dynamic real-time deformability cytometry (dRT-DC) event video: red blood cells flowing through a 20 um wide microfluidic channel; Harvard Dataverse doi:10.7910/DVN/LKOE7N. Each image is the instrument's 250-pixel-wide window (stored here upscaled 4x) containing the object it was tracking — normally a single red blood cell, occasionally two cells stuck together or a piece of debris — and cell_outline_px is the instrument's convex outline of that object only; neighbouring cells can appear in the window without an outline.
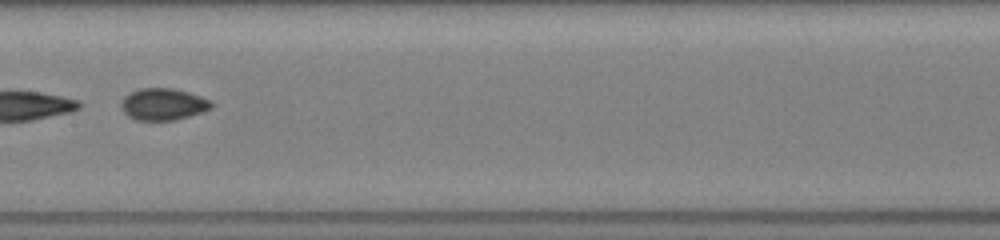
{"species": "common noctule bat (a hibernating species)", "species_latin": "Nyctalus noctula", "temperature_condition": "room temperature", "stored_images_in_passage": 49, "segment_of_instrument_passage": [2, 2], "camera_frame_rate_fps": 3000, "um_per_image_px": 0.085, "animal": {"sex": "female", "body_mass_g": 19.5, "forearm_length_mm": 54.1}, "frame": {"image": 1, "passage_image": 27, "time_ms": 8.667, "image_size_px": [1000, 240], "cell_outline_px": [[212, 108], [188, 116], [172, 120], [136, 120], [128, 116], [124, 112], [120, 104], [124, 96], [140, 88], [172, 88], [188, 92], [212, 100]], "centroid_in_image_um": [13.86, 8.85], "position_along_channel_um": 193.5, "area_um2": 16.59}}